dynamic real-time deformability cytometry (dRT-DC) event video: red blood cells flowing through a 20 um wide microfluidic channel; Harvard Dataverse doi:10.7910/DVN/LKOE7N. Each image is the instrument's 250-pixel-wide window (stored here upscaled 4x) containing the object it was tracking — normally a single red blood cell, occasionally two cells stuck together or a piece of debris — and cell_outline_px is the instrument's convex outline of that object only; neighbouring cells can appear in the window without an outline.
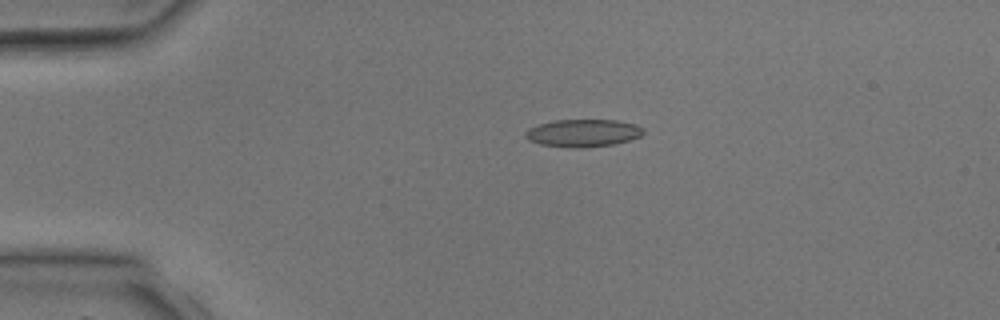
{"species": "common noctule bat (a hibernating species)", "species_latin": "Nyctalus noctula", "temperature_condition": "room temperature", "stored_images_in_passage": 3, "camera_frame_rate_fps": 3000, "um_per_image_px": 0.085, "animal": {"sex": "male", "body_mass_g": 17.9, "forearm_length_mm": 54.2}, "frame": {"image": 1, "passage_image": 2, "time_ms": 2.0, "image_size_px": [1000, 320], "cell_outline_px": [[644, 132], [640, 136], [616, 144], [584, 148], [572, 148], [540, 144], [528, 140], [524, 136], [524, 132], [528, 128], [540, 124], [556, 120], [616, 120], [636, 124], [644, 128]], "centroid_in_image_um": [49.55, 11.31], "position_along_channel_um": 35.4, "area_um2": 19.07}}